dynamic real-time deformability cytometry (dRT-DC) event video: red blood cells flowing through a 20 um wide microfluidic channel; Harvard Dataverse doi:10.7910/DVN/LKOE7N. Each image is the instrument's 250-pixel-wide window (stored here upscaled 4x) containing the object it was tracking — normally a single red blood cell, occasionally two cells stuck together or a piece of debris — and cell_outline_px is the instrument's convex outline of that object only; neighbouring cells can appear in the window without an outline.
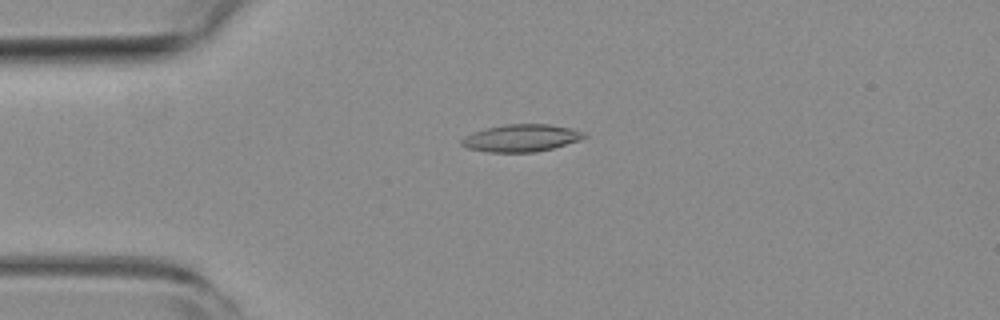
{"species": "common noctule bat (a hibernating species)", "species_latin": "Nyctalus noctula", "temperature_condition": "room temperature", "stored_images_in_passage": 29, "camera_frame_rate_fps": 3000, "um_per_image_px": 0.085, "animal": {"sex": "female", "body_mass_g": 19.3, "forearm_length_mm": 54.1}, "frame": {"image": 1, "passage_image": 13, "time_ms": 4.0, "image_size_px": [1000, 320], "cell_outline_px": [[588, 136], [580, 140], [552, 148], [536, 152], [488, 152], [468, 148], [460, 144], [460, 140], [464, 136], [484, 128], [504, 124], [548, 124], [572, 128], [584, 132]], "centroid_in_image_um": [44.3, 11.72], "position_along_channel_um": 40.7, "area_um2": 19.59}}
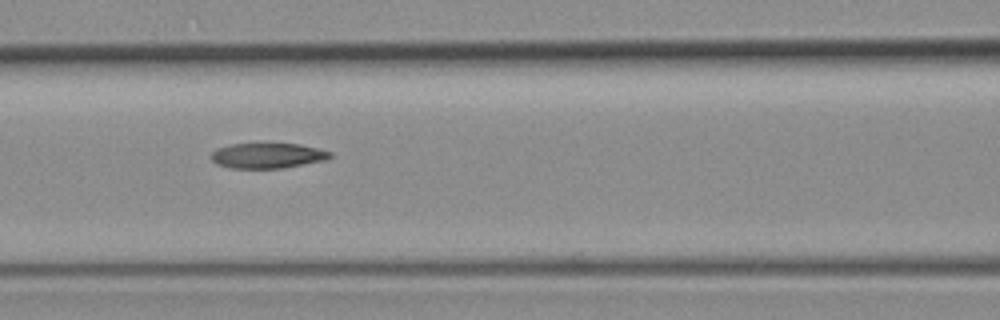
{"frame": {"image": 2, "passage_image": 23, "time_ms": 7.333, "image_size_px": [1000, 320], "cell_outline_px": [[332, 156], [324, 160], [280, 168], [228, 168], [216, 164], [212, 160], [212, 152], [216, 148], [232, 144], [300, 144], [332, 152]], "centroid_in_image_um": [22.7, 13.23], "position_along_channel_um": 143.9, "area_um2": 17.28}}
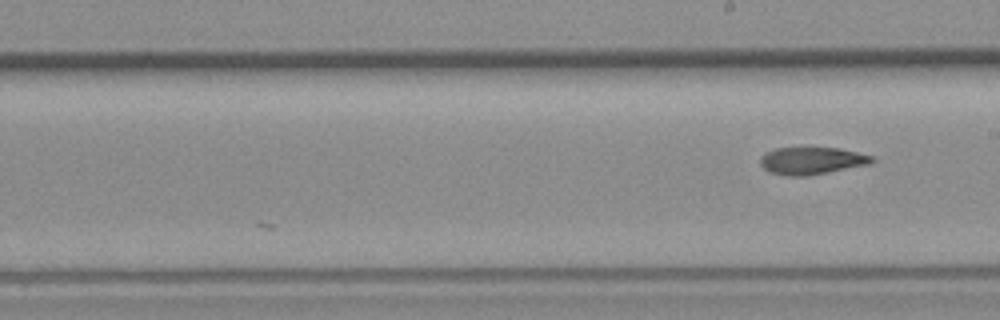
{"frame": {"image": 3, "passage_image": 29, "time_ms": 9.333, "image_size_px": [1000, 320], "cell_outline_px": [[876, 160], [872, 164], [828, 172], [804, 176], [784, 176], [768, 172], [760, 164], [760, 156], [764, 152], [776, 148], [840, 148], [872, 156]], "centroid_in_image_um": [68.98, 13.67], "position_along_channel_um": 220.0, "area_um2": 17.92}}